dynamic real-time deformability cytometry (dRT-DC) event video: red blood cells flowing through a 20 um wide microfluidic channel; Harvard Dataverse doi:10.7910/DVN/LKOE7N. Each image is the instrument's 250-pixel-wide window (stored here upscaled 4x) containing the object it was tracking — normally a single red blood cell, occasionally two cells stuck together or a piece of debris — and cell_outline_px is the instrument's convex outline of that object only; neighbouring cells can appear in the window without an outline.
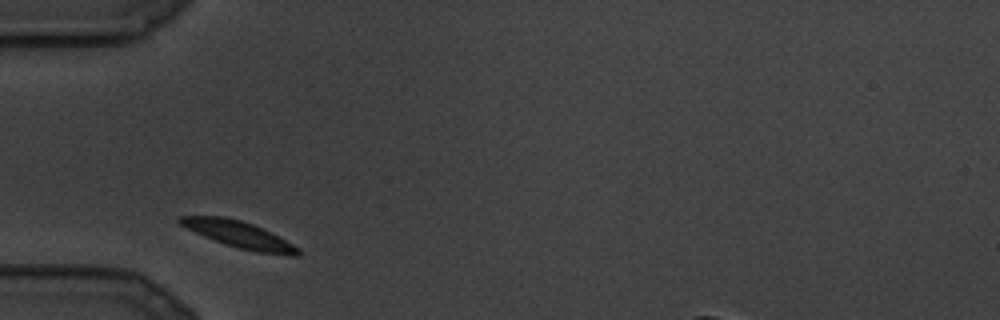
{"species": "common noctule bat (a hibernating species)", "species_latin": "Nyctalus noctula", "temperature_condition": "cold", "stored_images_in_passage": 3, "camera_frame_rate_fps": 3000, "um_per_image_px": 0.085, "animal": {"sex": "male", "body_mass_g": 19.5, "forearm_length_mm": 54.6}, "frame": {"image": 1, "passage_image": 1, "time_ms": 0.0, "image_size_px": [1000, 320], "cell_outline_px": [[300, 256], [292, 256], [256, 252], [224, 244], [204, 236], [180, 224], [176, 220], [180, 216], [224, 216], [240, 220], [252, 224], [300, 248]], "centroid_in_image_um": [20.31, 19.94], "position_along_channel_um": 64.7, "area_um2": 17.92}}
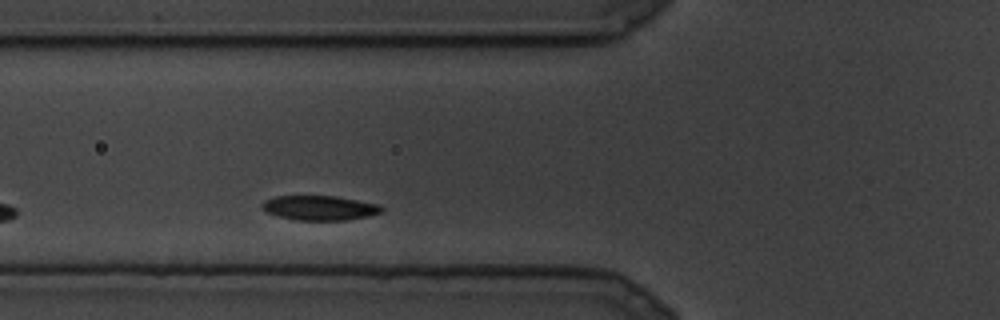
{"frame": {"image": 2, "passage_image": 3, "time_ms": 0.667, "image_size_px": [1000, 320], "cell_outline_px": [[384, 208], [380, 212], [368, 216], [348, 220], [296, 220], [276, 216], [268, 212], [260, 204], [264, 200], [276, 196], [336, 196], [380, 204]], "centroid_in_image_um": [27.17, 17.67], "position_along_channel_um": 98.6, "area_um2": 17.17}}